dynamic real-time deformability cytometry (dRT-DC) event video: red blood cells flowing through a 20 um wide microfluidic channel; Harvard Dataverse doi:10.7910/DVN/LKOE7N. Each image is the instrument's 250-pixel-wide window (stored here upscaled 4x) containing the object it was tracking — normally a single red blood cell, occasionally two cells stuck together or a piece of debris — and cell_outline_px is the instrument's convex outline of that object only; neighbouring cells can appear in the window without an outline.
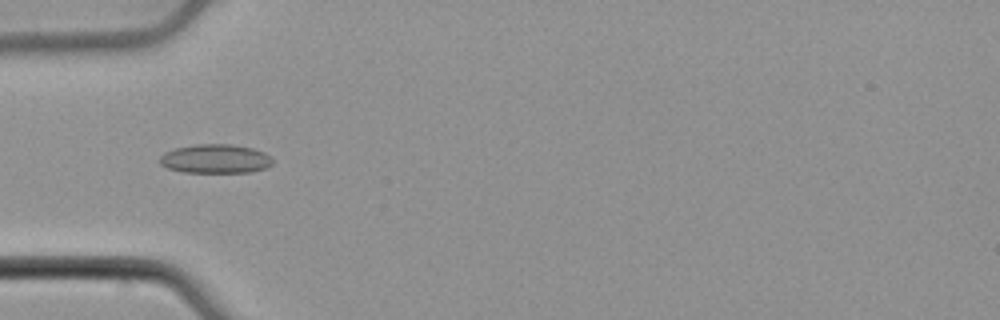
{"species": "common noctule bat (a hibernating species)", "species_latin": "Nyctalus noctula", "temperature_condition": "cold", "stored_images_in_passage": 54, "camera_frame_rate_fps": 3000, "um_per_image_px": 0.085, "animal": {"sex": "male", "body_mass_g": 21.5, "forearm_length_mm": 52.0}, "frame": {"image": 1, "passage_image": 18, "time_ms": 5.667, "image_size_px": [1000, 320], "cell_outline_px": [[272, 164], [264, 168], [252, 172], [184, 172], [168, 168], [160, 164], [160, 156], [164, 152], [176, 148], [196, 144], [232, 144], [252, 148], [264, 152], [272, 160]], "centroid_in_image_um": [18.29, 13.49], "position_along_channel_um": 66.7, "area_um2": 18.96}}
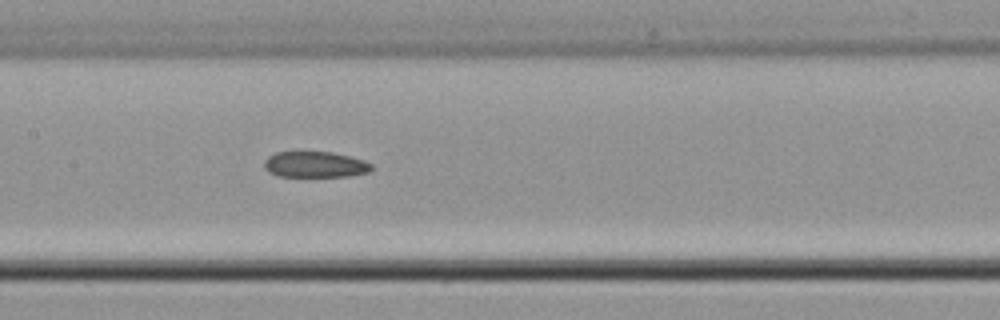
{"frame": {"image": 2, "passage_image": 27, "time_ms": 8.667, "image_size_px": [1000, 320], "cell_outline_px": [[372, 168], [368, 172], [348, 176], [276, 176], [268, 172], [264, 168], [264, 160], [268, 156], [276, 152], [332, 152], [364, 160], [372, 164]], "centroid_in_image_um": [26.75, 13.98], "position_along_channel_um": 180.7, "area_um2": 16.18}}
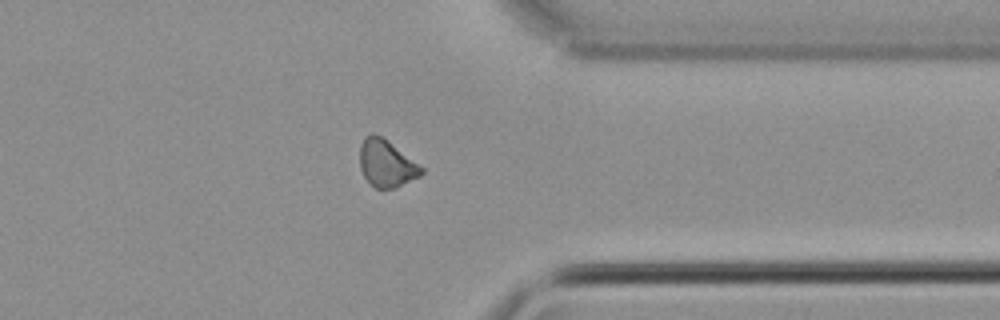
{"frame": {"image": 3, "passage_image": 43, "time_ms": 14.0, "image_size_px": [1000, 320], "cell_outline_px": [[424, 172], [420, 176], [396, 188], [376, 188], [364, 176], [360, 168], [360, 144], [364, 136], [372, 132], [384, 136], [424, 168]], "centroid_in_image_um": [32.85, 13.85], "position_along_channel_um": 378.5, "area_um2": 17.17}}